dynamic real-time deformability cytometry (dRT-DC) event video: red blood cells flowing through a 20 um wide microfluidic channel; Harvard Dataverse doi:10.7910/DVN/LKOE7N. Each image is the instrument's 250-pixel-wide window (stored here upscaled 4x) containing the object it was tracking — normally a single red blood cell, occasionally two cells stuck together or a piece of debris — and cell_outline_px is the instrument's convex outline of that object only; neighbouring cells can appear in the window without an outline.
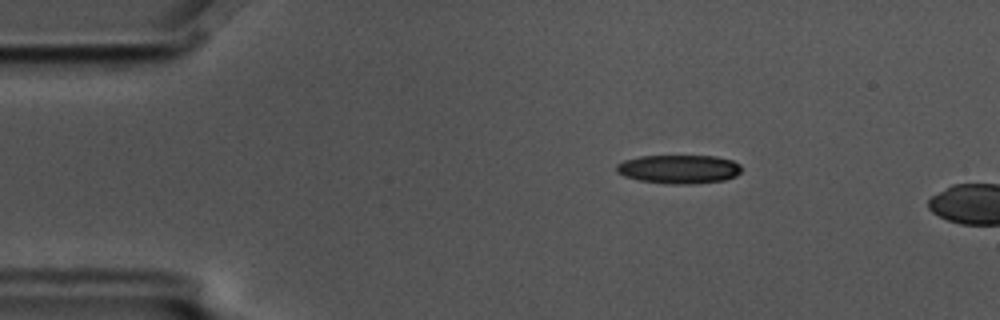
{"species": "common noctule bat (a hibernating species)", "species_latin": "Nyctalus noctula", "temperature_condition": "cold", "stored_images_in_passage": 5, "camera_frame_rate_fps": 3000, "um_per_image_px": 0.085, "animal": {"sex": "male", "body_mass_g": 17.5, "forearm_length_mm": 52.3}, "frame": {"image": 1, "passage_image": 3, "time_ms": 0.667, "image_size_px": [1000, 320], "cell_outline_px": [[740, 172], [736, 176], [724, 180], [692, 184], [672, 184], [640, 180], [624, 176], [616, 172], [616, 164], [624, 160], [640, 156], [716, 156], [732, 160], [740, 164]], "centroid_in_image_um": [57.7, 14.37], "position_along_channel_um": 27.3, "area_um2": 20.92}}